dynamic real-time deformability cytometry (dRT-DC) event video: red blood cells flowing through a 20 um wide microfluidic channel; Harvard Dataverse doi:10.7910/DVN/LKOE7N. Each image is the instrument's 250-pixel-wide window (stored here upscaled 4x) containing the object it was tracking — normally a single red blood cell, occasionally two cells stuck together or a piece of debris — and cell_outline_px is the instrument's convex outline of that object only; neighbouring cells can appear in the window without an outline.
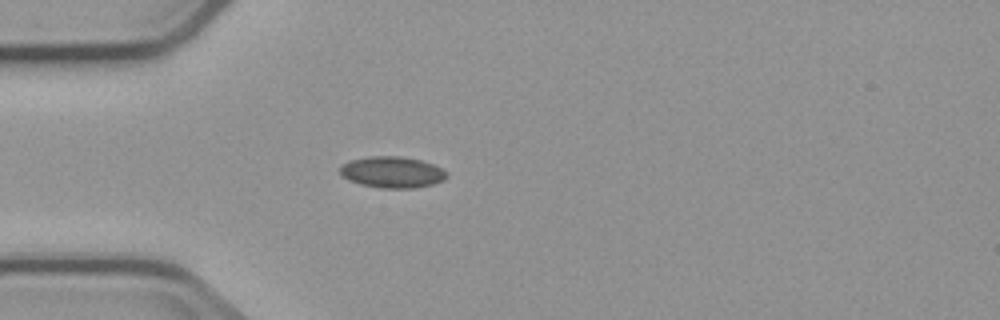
{"species": "common noctule bat (a hibernating species)", "species_latin": "Nyctalus noctula", "temperature_condition": "cold", "stored_images_in_passage": 4, "camera_frame_rate_fps": 3000, "um_per_image_px": 0.085, "animal": {"sex": "male", "body_mass_g": 23.1, "forearm_length_mm": 52.7}, "frame": {"image": 1, "passage_image": 4, "time_ms": 3.333, "image_size_px": [1000, 320], "cell_outline_px": [[448, 176], [444, 180], [432, 184], [412, 188], [380, 188], [360, 184], [348, 180], [340, 176], [340, 168], [344, 164], [352, 160], [368, 156], [396, 156], [420, 160], [432, 164], [448, 172]], "centroid_in_image_um": [33.32, 14.64], "position_along_channel_um": 51.7, "area_um2": 19.36}}